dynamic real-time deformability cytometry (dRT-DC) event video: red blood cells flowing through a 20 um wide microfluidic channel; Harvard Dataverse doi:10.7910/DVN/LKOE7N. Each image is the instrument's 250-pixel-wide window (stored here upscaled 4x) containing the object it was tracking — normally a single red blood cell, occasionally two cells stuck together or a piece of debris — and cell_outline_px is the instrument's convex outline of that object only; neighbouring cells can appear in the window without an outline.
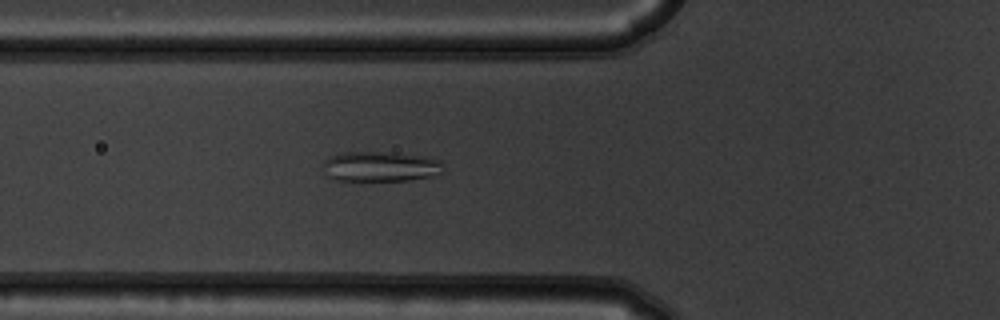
{"species": "common noctule bat (a hibernating species)", "species_latin": "Nyctalus noctula", "temperature_condition": "warm", "stored_images_in_passage": 56, "camera_frame_rate_fps": 3000, "um_per_image_px": 0.085, "animal": {"sex": "male", "body_mass_g": 19.5, "forearm_length_mm": 54.6}, "frame": {"image": 1, "passage_image": 21, "time_ms": 6.667, "image_size_px": [1000, 320], "cell_outline_px": [[440, 172], [432, 176], [408, 180], [332, 180], [328, 176], [324, 164], [324, 160], [340, 152], [388, 152], [424, 156], [440, 160]], "centroid_in_image_um": [32.3, 14.14], "position_along_channel_um": 93.5, "area_um2": 20.75}}
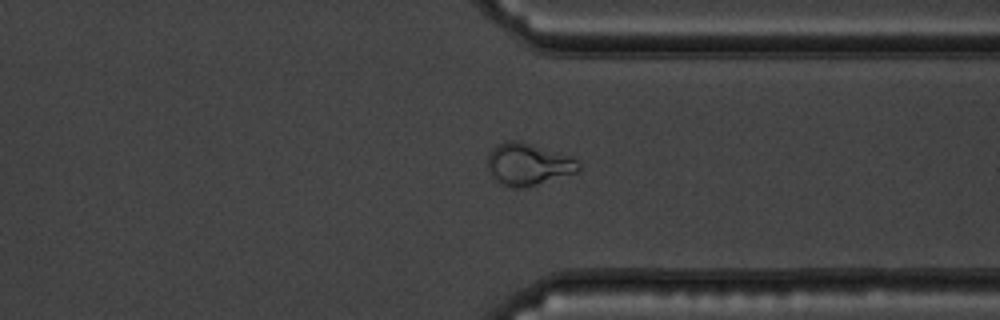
{"frame": {"image": 2, "passage_image": 43, "time_ms": 14.0, "image_size_px": [1000, 320], "cell_outline_px": [[580, 172], [524, 188], [512, 188], [496, 180], [492, 176], [488, 168], [488, 152], [496, 144], [504, 140], [516, 140], [576, 156], [580, 164]], "centroid_in_image_um": [44.95, 13.95], "position_along_channel_um": 366.5, "area_um2": 22.83}}
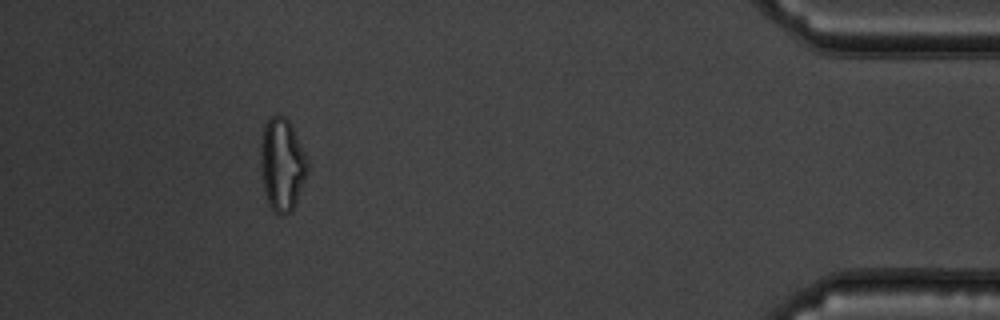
{"frame": {"image": 3, "passage_image": 51, "time_ms": 16.667, "image_size_px": [1000, 320], "cell_outline_px": [[308, 172], [296, 204], [284, 216], [280, 216], [268, 204], [264, 192], [260, 164], [260, 144], [264, 128], [268, 120], [272, 116], [284, 116], [288, 120], [308, 160]], "centroid_in_image_um": [23.97, 14.03], "position_along_channel_um": 411.2, "area_um2": 25.2}, "authors_computed_cell_mechanics": {"area_um2": 23.8425, "velocity_mm_per_s": 3.715, "shape_relaxation_time_tau1_ms": null, "shape_relaxation_time_tau2_ms": 1.0338, "deformation_change_tau1": null, "deformation_change_tau2": 0.077}}